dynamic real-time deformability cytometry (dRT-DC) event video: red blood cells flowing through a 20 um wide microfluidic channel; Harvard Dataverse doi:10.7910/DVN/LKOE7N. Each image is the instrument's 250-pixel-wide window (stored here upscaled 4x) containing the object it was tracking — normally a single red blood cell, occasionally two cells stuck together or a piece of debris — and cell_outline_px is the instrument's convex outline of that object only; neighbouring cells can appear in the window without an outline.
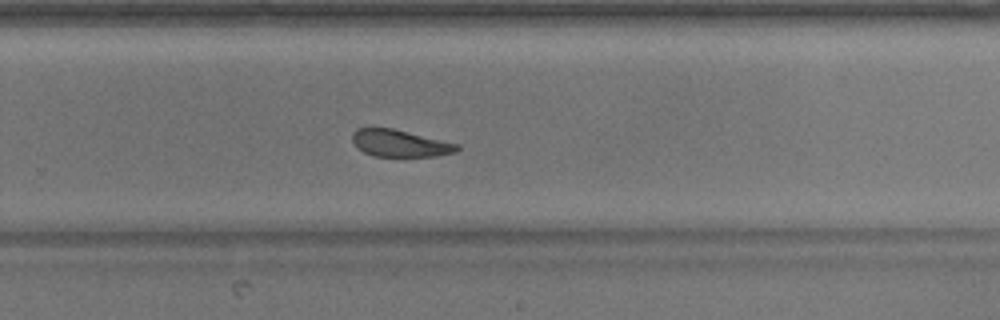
{"species": "common noctule bat (a hibernating species)", "species_latin": "Nyctalus noctula", "temperature_condition": "warm", "stored_images_in_passage": 44, "camera_frame_rate_fps": 3000, "um_per_image_px": 0.085, "animal": {"sex": "male", "body_mass_g": 17.9}, "frame": {"image": 1, "passage_image": 26, "time_ms": 8.333, "image_size_px": [1000, 320], "cell_outline_px": [[460, 148], [456, 152], [436, 156], [372, 156], [356, 148], [352, 140], [352, 132], [356, 128], [392, 128], [460, 144]], "centroid_in_image_um": [33.98, 12.18], "position_along_channel_um": 295.8, "area_um2": 16.59}, "authors_computed_cell_mechanics": {"area_um2": 18.3226, "velocity_mm_per_s": 3.8336, "shape_relaxation_time_tau1_ms": 5.4525, "shape_relaxation_time_tau2_ms": 3.2878, "deformation_change_tau1": 0.1262, "deformation_change_tau2": 0.0998}}